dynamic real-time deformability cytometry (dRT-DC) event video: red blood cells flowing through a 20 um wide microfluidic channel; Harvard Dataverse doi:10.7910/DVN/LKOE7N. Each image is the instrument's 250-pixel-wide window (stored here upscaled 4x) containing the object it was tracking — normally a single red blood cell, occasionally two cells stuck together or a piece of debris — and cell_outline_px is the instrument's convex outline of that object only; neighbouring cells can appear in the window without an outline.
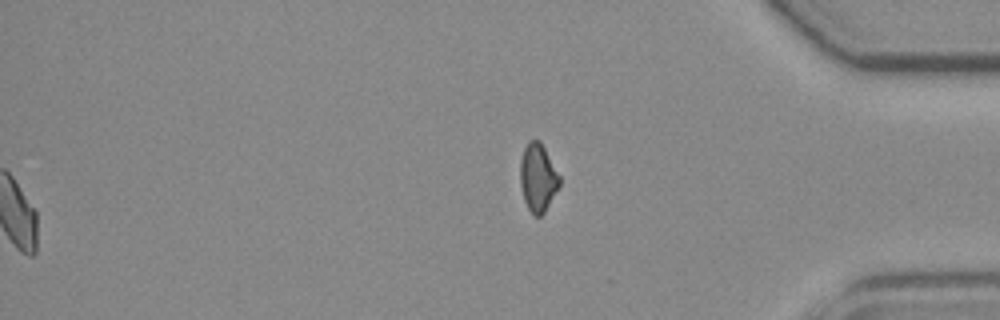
{"species": "common noctule bat (a hibernating species)", "species_latin": "Nyctalus noctula", "temperature_condition": "room temperature", "stored_images_in_passage": 41, "segment_of_instrument_passage": [2, 2], "camera_frame_rate_fps": 3000, "um_per_image_px": 0.085, "animal": {"sex": "female", "body_mass_g": 19.3, "forearm_length_mm": 54.1}, "frame": {"image": 1, "passage_image": 41, "time_ms": 13.333, "image_size_px": [1000, 320], "cell_outline_px": [[560, 184], [544, 212], [540, 216], [536, 216], [528, 208], [524, 200], [520, 184], [520, 160], [524, 148], [528, 140], [540, 140], [560, 176]], "centroid_in_image_um": [45.71, 15.07], "position_along_channel_um": 389.5, "area_um2": 15.43}}